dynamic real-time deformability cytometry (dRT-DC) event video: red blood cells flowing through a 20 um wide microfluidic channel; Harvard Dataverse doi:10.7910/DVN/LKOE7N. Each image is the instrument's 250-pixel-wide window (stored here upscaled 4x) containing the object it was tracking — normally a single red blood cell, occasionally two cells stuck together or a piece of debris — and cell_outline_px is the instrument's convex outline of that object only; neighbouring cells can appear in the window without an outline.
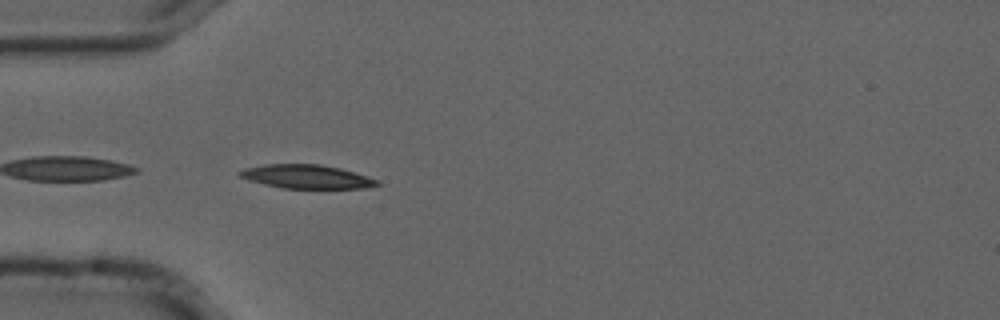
{"species": "common noctule bat (a hibernating species)", "species_latin": "Nyctalus noctula", "temperature_condition": "cold", "stored_images_in_passage": 40, "camera_frame_rate_fps": 3000, "um_per_image_px": 0.085, "animal": {"sex": "male", "forearm_length_mm": 52.5}, "frame": {"image": 1, "passage_image": 1, "time_ms": 0.0, "image_size_px": [1000, 320], "cell_outline_px": [[380, 184], [364, 188], [280, 188], [248, 180], [240, 176], [236, 172], [244, 168], [264, 164], [320, 164], [340, 168], [380, 180]], "centroid_in_image_um": [26.03, 15.01], "position_along_channel_um": 59.0, "area_um2": 19.02}}
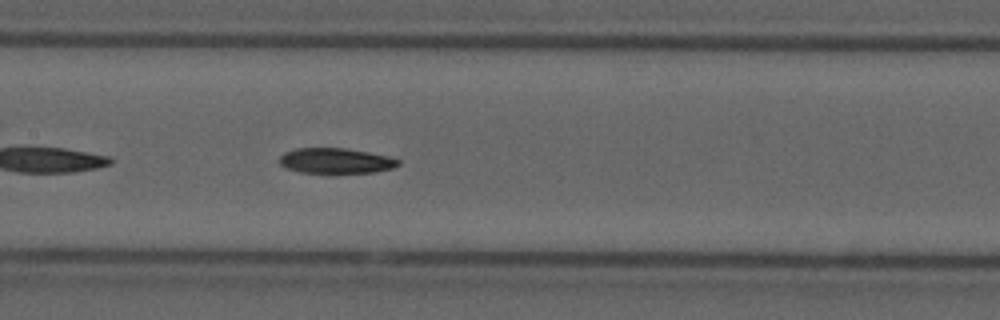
{"frame": {"image": 2, "passage_image": 11, "time_ms": 3.333, "image_size_px": [1000, 320], "cell_outline_px": [[400, 164], [392, 168], [372, 172], [300, 172], [284, 168], [280, 164], [280, 156], [284, 152], [296, 148], [344, 148], [368, 152], [388, 156], [400, 160]], "centroid_in_image_um": [28.51, 13.65], "position_along_channel_um": 178.9, "area_um2": 17.34}}
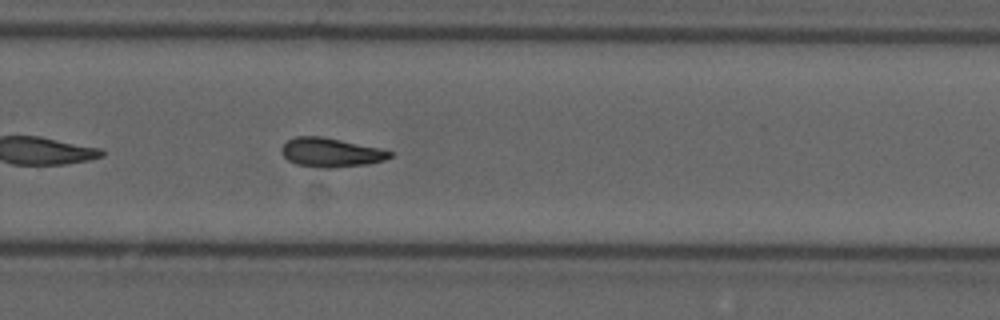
{"frame": {"image": 3, "passage_image": 21, "time_ms": 6.667, "image_size_px": [1000, 320], "cell_outline_px": [[392, 156], [384, 160], [368, 164], [332, 168], [320, 168], [296, 164], [288, 160], [280, 152], [280, 148], [288, 140], [296, 136], [320, 136], [380, 148], [392, 152]], "centroid_in_image_um": [28.1, 12.97], "position_along_channel_um": 301.7, "area_um2": 18.32}}